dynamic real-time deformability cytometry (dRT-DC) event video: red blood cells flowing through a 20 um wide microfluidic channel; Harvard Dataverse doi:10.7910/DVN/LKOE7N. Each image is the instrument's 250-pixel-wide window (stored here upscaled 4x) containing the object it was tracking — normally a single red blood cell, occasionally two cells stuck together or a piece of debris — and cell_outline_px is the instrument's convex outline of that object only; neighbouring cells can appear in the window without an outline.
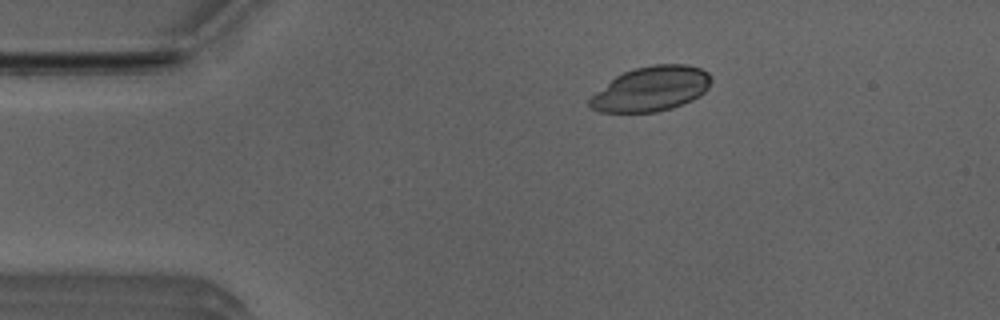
{"species": "Egyptian fruit bat (a non-hibernating species)", "species_latin": "Rousettus aegyptiacus", "temperature_condition": "room temperature", "stored_images_in_passage": 44, "camera_frame_rate_fps": 3000, "um_per_image_px": 0.085, "animal": {"sex": "male"}, "frame": {"image": 1, "passage_image": 2, "time_ms": 0.333, "image_size_px": [1000, 320], "cell_outline_px": [[712, 80], [708, 88], [700, 96], [692, 100], [672, 108], [656, 112], [600, 112], [592, 108], [588, 104], [588, 100], [596, 92], [616, 76], [632, 68], [652, 64], [688, 64], [700, 68], [708, 72], [712, 76]], "centroid_in_image_um": [55.38, 7.54], "position_along_channel_um": 29.6, "area_um2": 31.79}}
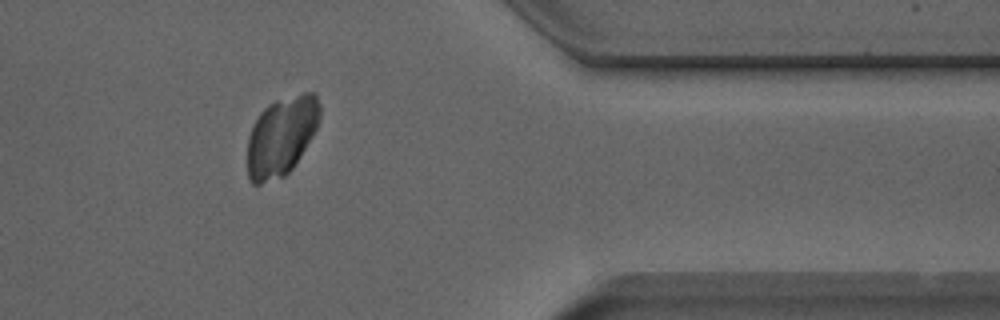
{"frame": {"image": 2, "passage_image": 35, "time_ms": 11.333, "image_size_px": [1000, 320], "cell_outline_px": [[320, 120], [312, 136], [300, 156], [292, 168], [284, 176], [260, 184], [252, 184], [248, 176], [248, 136], [260, 112], [268, 104], [276, 100], [304, 92], [316, 92], [320, 104]], "centroid_in_image_um": [23.93, 11.55], "position_along_channel_um": 387.5, "area_um2": 33.29}}
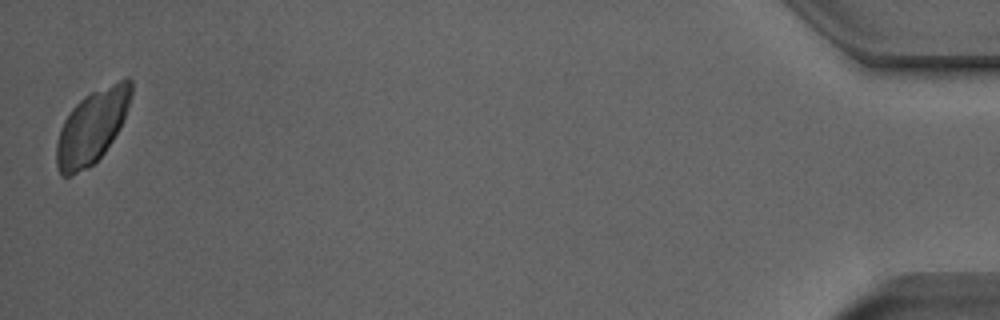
{"frame": {"image": 3, "passage_image": 44, "time_ms": 14.333, "image_size_px": [1000, 320], "cell_outline_px": [[132, 96], [124, 120], [120, 128], [104, 152], [88, 168], [72, 176], [60, 176], [56, 164], [56, 144], [60, 128], [64, 120], [72, 108], [84, 96], [92, 92], [128, 76], [132, 80]], "centroid_in_image_um": [7.82, 10.78], "position_along_channel_um": 427.4, "area_um2": 32.08}}